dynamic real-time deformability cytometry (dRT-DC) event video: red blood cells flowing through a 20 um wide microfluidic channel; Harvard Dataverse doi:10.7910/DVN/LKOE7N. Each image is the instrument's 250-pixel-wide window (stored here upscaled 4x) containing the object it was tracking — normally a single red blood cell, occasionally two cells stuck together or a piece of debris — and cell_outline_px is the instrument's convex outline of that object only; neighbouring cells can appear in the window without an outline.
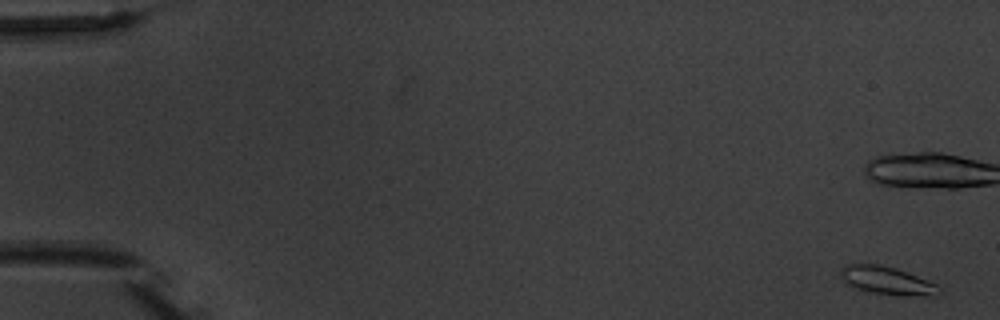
{"species": "common noctule bat (a hibernating species)", "species_latin": "Nyctalus noctula", "temperature_condition": "warm", "stored_images_in_passage": 7, "camera_frame_rate_fps": 3000, "um_per_image_px": 0.085, "animal": {"sex": "male", "body_mass_g": 20.1, "forearm_length_mm": 53.5}, "frame": {"image": 1, "passage_image": 1, "time_ms": 0.0, "image_size_px": [1000, 320], "cell_outline_px": [[940, 292], [936, 296], [900, 296], [872, 292], [856, 288], [840, 280], [840, 268], [848, 264], [876, 264], [896, 268], [936, 284], [940, 288]], "centroid_in_image_um": [75.38, 23.86], "position_along_channel_um": 9.6, "area_um2": 16.07}}